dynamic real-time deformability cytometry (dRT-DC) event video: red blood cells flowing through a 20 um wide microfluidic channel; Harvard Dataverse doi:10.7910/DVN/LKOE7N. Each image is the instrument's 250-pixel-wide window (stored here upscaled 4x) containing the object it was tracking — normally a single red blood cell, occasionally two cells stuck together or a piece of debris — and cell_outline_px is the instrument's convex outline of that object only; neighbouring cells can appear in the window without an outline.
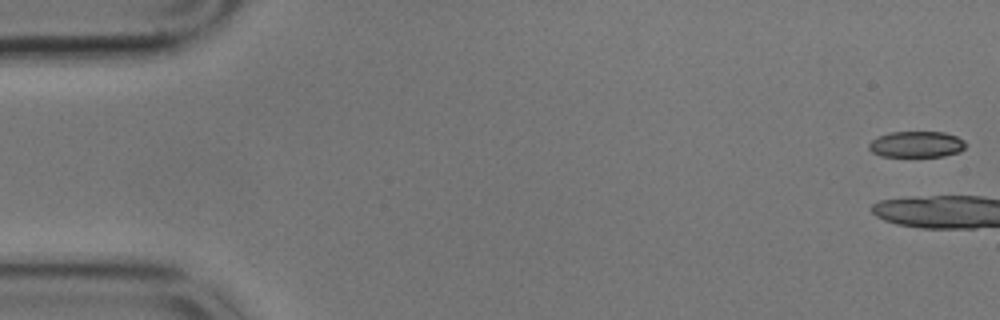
{"species": "common noctule bat (a hibernating species)", "species_latin": "Nyctalus noctula", "temperature_condition": "cold", "stored_images_in_passage": 11, "camera_frame_rate_fps": 3000, "um_per_image_px": 0.085, "animal": {"sex": "male", "body_mass_g": 17.9}, "frame": {"image": 1, "passage_image": 1, "time_ms": 0.0, "image_size_px": [1000, 320], "cell_outline_px": [[968, 144], [960, 152], [944, 156], [880, 156], [872, 152], [868, 148], [868, 144], [872, 140], [880, 136], [892, 132], [944, 132], [956, 136], [964, 140]], "centroid_in_image_um": [77.93, 12.27], "position_along_channel_um": 7.1, "area_um2": 14.74}}